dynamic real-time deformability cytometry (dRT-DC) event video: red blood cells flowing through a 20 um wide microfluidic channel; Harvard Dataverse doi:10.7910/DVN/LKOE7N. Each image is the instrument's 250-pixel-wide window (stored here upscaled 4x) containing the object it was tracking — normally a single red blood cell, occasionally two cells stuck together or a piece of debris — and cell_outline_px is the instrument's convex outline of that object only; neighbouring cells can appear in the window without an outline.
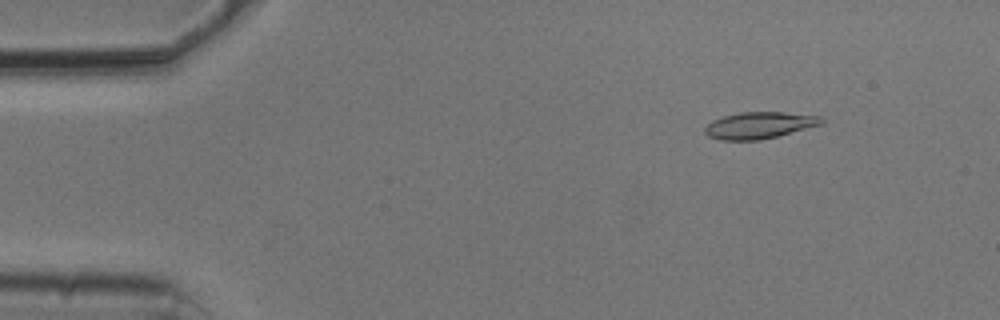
{"species": "common noctule bat (a hibernating species)", "species_latin": "Nyctalus noctula", "temperature_condition": "cold", "stored_images_in_passage": 54, "camera_frame_rate_fps": 3000, "um_per_image_px": 0.085, "animal": {"sex": "male", "body_mass_g": 20.5, "forearm_length_mm": 52.5}, "frame": {"image": 1, "passage_image": 7, "time_ms": 2.0, "image_size_px": [1000, 320], "cell_outline_px": [[824, 124], [760, 140], [720, 140], [708, 136], [704, 132], [704, 128], [712, 120], [724, 116], [740, 112], [784, 112], [820, 116], [824, 120]], "centroid_in_image_um": [64.54, 10.65], "position_along_channel_um": 20.5, "area_um2": 18.09}}
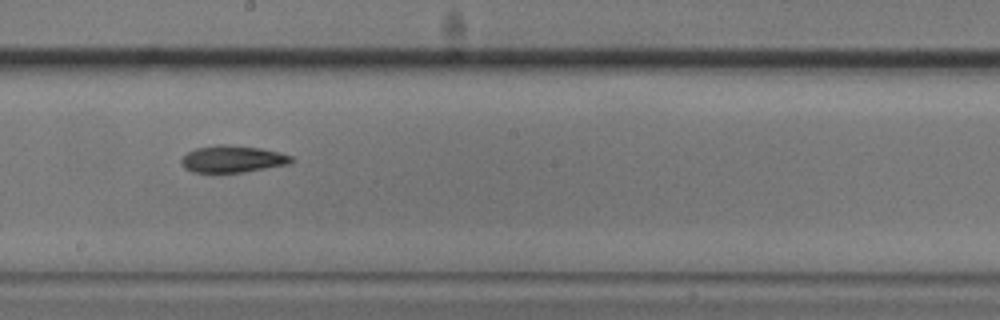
{"frame": {"image": 2, "passage_image": 30, "time_ms": 9.667, "image_size_px": [1000, 320], "cell_outline_px": [[296, 160], [288, 164], [244, 172], [192, 172], [184, 168], [180, 160], [188, 152], [196, 148], [216, 144], [224, 144], [260, 148], [280, 152], [292, 156]], "centroid_in_image_um": [19.78, 13.51], "position_along_channel_um": 228.4, "area_um2": 17.28}}
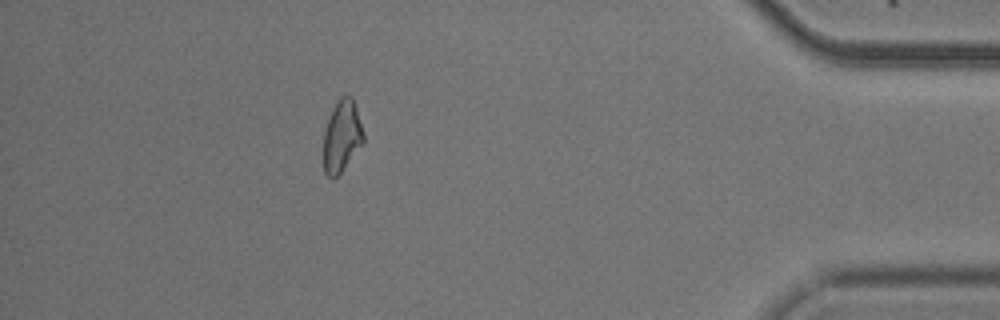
{"frame": {"image": 3, "passage_image": 48, "time_ms": 15.667, "image_size_px": [1000, 320], "cell_outline_px": [[364, 144], [340, 172], [332, 180], [324, 172], [324, 132], [332, 108], [340, 96], [352, 96], [356, 108], [364, 136]], "centroid_in_image_um": [29.06, 11.58], "position_along_channel_um": 406.1, "area_um2": 16.59}, "authors_computed_cell_mechanics": {"area_um2": 17.4267, "velocity_mm_per_s": 3.7708, "shape_relaxation_time_tau1_ms": 5.3311, "shape_relaxation_time_tau2_ms": null, "deformation_change_tau1": 0.1309, "deformation_change_tau2": null}}